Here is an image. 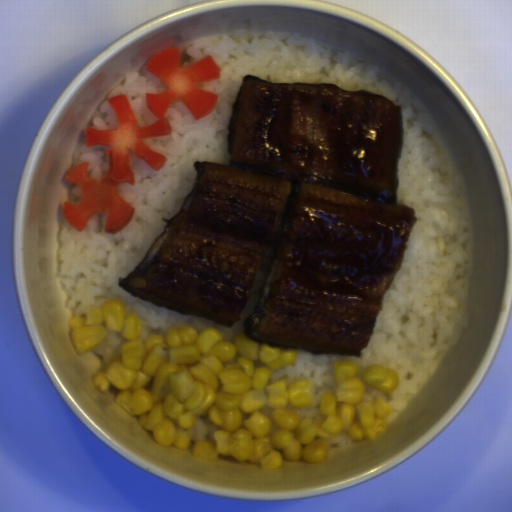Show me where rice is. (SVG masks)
I'll use <instances>...</instances> for the list:
<instances>
[{
    "label": "rice",
    "mask_w": 512,
    "mask_h": 512,
    "mask_svg": "<svg viewBox=\"0 0 512 512\" xmlns=\"http://www.w3.org/2000/svg\"><path fill=\"white\" fill-rule=\"evenodd\" d=\"M124 341V338L117 333H107L103 343L93 350L97 352L100 361L104 365L111 357L118 354Z\"/></svg>",
    "instance_id": "obj_5"
},
{
    "label": "rice",
    "mask_w": 512,
    "mask_h": 512,
    "mask_svg": "<svg viewBox=\"0 0 512 512\" xmlns=\"http://www.w3.org/2000/svg\"><path fill=\"white\" fill-rule=\"evenodd\" d=\"M108 148L111 147L107 144L87 146L84 138L79 141L72 153V168L79 163L89 162L87 166L88 178L92 180L102 179L109 167V158L105 156V151Z\"/></svg>",
    "instance_id": "obj_3"
},
{
    "label": "rice",
    "mask_w": 512,
    "mask_h": 512,
    "mask_svg": "<svg viewBox=\"0 0 512 512\" xmlns=\"http://www.w3.org/2000/svg\"><path fill=\"white\" fill-rule=\"evenodd\" d=\"M180 67L213 55L220 78L198 82L217 101L211 112L195 119L181 99L172 102L166 117L171 133L141 138L166 156L155 171L129 149L135 183L121 182L117 191L134 207L129 222L106 233L107 209L93 212L83 231L68 220L58 243V275L65 306L73 318H85L89 306L118 298L126 313L139 315L145 341L149 331L163 332L187 323L202 332L213 327L224 341L243 330L260 290L251 294L239 323L222 326L194 314H181L151 300H142L120 287L119 278L133 273L166 225L178 215L197 180L196 162L229 164L228 127L242 80L254 75L271 83H334L348 91L368 90L401 105L403 133L397 161L399 205L412 207L416 218L404 246L400 268L382 300L373 332L360 355L313 354L296 348L295 362L271 371L269 382L310 379L313 399L296 407L300 419L319 416L323 393H335L333 363L358 364V378L373 365L398 372L395 390L384 393L385 403L399 413L434 375L468 324L467 300L473 265V232L468 190L432 117L419 100L394 77H377V66L363 64L351 53L332 51L301 33L256 31L237 38L199 39L186 48Z\"/></svg>",
    "instance_id": "obj_1"
},
{
    "label": "rice",
    "mask_w": 512,
    "mask_h": 512,
    "mask_svg": "<svg viewBox=\"0 0 512 512\" xmlns=\"http://www.w3.org/2000/svg\"><path fill=\"white\" fill-rule=\"evenodd\" d=\"M222 428L212 423L207 414L196 417L190 428V439L186 448L194 451V447L200 440L214 441L215 431Z\"/></svg>",
    "instance_id": "obj_4"
},
{
    "label": "rice",
    "mask_w": 512,
    "mask_h": 512,
    "mask_svg": "<svg viewBox=\"0 0 512 512\" xmlns=\"http://www.w3.org/2000/svg\"><path fill=\"white\" fill-rule=\"evenodd\" d=\"M81 197V188L77 184L72 186L69 193L70 203L79 202Z\"/></svg>",
    "instance_id": "obj_7"
},
{
    "label": "rice",
    "mask_w": 512,
    "mask_h": 512,
    "mask_svg": "<svg viewBox=\"0 0 512 512\" xmlns=\"http://www.w3.org/2000/svg\"><path fill=\"white\" fill-rule=\"evenodd\" d=\"M147 62L142 64L140 72H126L125 80L111 89L106 99L102 102L100 109L94 111L92 116V125L88 128H95L100 131L116 129L118 123L116 116L109 104V98L118 94H126L132 110L136 116V127H148L154 121L160 120L151 112L147 101V94H162L168 90L159 77L146 69Z\"/></svg>",
    "instance_id": "obj_2"
},
{
    "label": "rice",
    "mask_w": 512,
    "mask_h": 512,
    "mask_svg": "<svg viewBox=\"0 0 512 512\" xmlns=\"http://www.w3.org/2000/svg\"><path fill=\"white\" fill-rule=\"evenodd\" d=\"M359 439H352L349 437L348 432H342L334 435L330 440V446L328 448L325 458H332L338 453L342 452L346 448L356 443Z\"/></svg>",
    "instance_id": "obj_6"
}]
</instances>
